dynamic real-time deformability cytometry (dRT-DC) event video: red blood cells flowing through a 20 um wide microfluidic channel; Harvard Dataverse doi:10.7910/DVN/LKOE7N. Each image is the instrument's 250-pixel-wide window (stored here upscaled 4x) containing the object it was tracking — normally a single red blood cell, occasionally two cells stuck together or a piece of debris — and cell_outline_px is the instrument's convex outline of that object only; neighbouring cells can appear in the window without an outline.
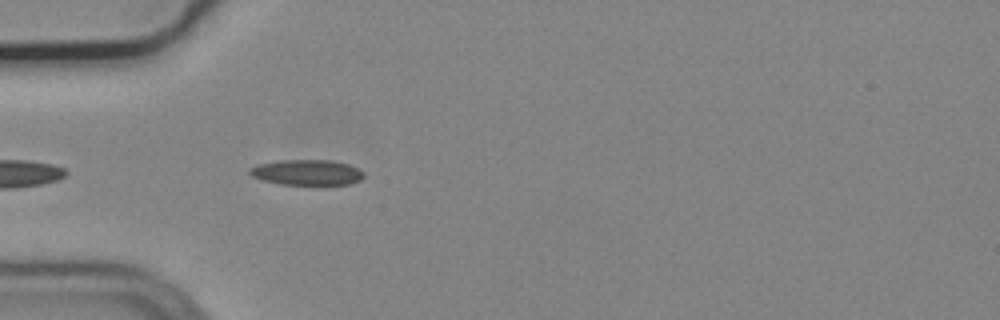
{"species": "common noctule bat (a hibernating species)", "species_latin": "Nyctalus noctula", "temperature_condition": "cold", "stored_images_in_passage": 9, "camera_frame_rate_fps": 3000, "um_per_image_px": 0.085, "animal": {"sex": "male", "body_mass_g": 19.2, "forearm_length_mm": 51.8}, "frame": {"image": 1, "passage_image": 3, "time_ms": 0.667, "image_size_px": [1000, 320], "cell_outline_px": [[364, 176], [360, 180], [348, 184], [280, 184], [264, 180], [252, 176], [248, 172], [248, 168], [260, 164], [280, 160], [332, 160], [348, 164], [364, 172]], "centroid_in_image_um": [26.08, 14.64], "position_along_channel_um": 58.9, "area_um2": 16.76}}
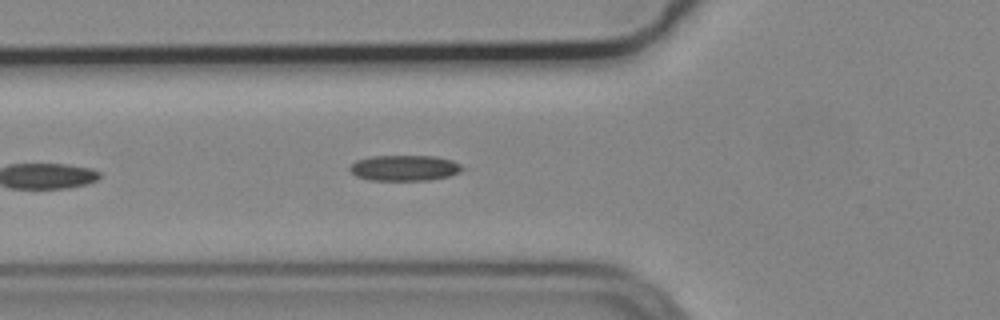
{"frame": {"image": 2, "passage_image": 6, "time_ms": 1.667, "image_size_px": [1000, 320], "cell_outline_px": [[468, 168], [460, 172], [448, 176], [428, 180], [368, 180], [356, 176], [348, 168], [356, 160], [372, 156], [436, 156], [452, 160]], "centroid_in_image_um": [34.41, 14.27], "position_along_channel_um": 91.4, "area_um2": 16.94}}